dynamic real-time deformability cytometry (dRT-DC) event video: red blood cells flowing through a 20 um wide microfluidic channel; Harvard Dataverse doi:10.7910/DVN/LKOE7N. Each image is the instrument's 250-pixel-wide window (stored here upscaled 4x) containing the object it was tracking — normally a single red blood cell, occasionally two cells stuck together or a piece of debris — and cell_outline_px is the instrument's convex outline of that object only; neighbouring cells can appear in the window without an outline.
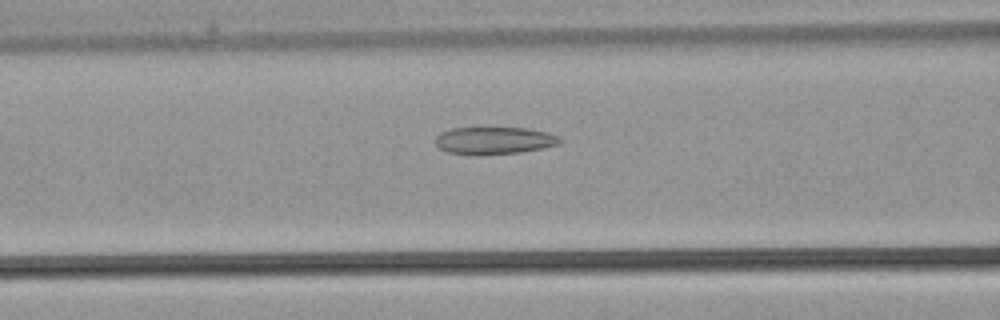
{"species": "common noctule bat (a hibernating species)", "species_latin": "Nyctalus noctula", "temperature_condition": "warm", "stored_images_in_passage": 36, "camera_frame_rate_fps": 3000, "um_per_image_px": 0.085, "animal": {"sex": "male", "body_mass_g": 21.5, "forearm_length_mm": 52.0}, "frame": {"image": 1, "passage_image": 14, "time_ms": 4.333, "image_size_px": [1000, 320], "cell_outline_px": [[564, 140], [556, 144], [540, 148], [520, 152], [448, 152], [440, 148], [436, 144], [436, 136], [440, 132], [452, 128], [524, 128], [548, 132]], "centroid_in_image_um": [42.01, 11.89], "position_along_channel_um": 124.6, "area_um2": 18.73}}
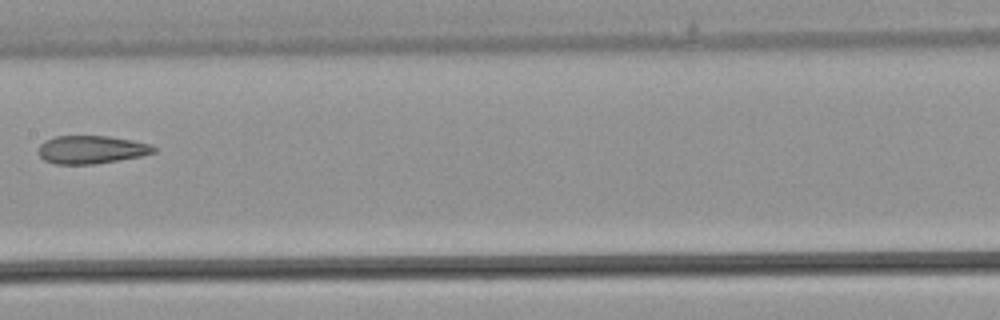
{"frame": {"image": 2, "passage_image": 18, "time_ms": 5.667, "image_size_px": [1000, 320], "cell_outline_px": [[156, 152], [140, 156], [96, 164], [56, 164], [44, 160], [40, 156], [40, 144], [44, 140], [56, 136], [108, 136], [132, 140], [148, 144], [156, 148]], "centroid_in_image_um": [7.76, 12.72], "position_along_channel_um": 199.6, "area_um2": 18.73}}
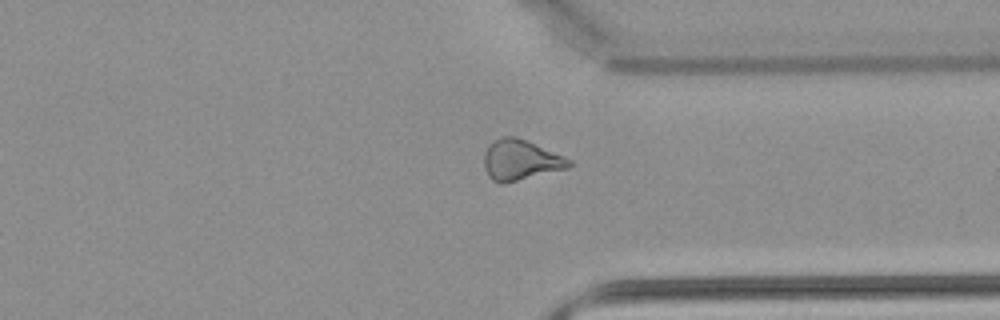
{"frame": {"image": 3, "passage_image": 27, "time_ms": 8.667, "image_size_px": [1000, 320], "cell_outline_px": [[572, 164], [568, 168], [500, 184], [492, 180], [488, 176], [484, 168], [484, 152], [488, 144], [492, 140], [504, 136], [516, 136], [564, 156], [572, 160]], "centroid_in_image_um": [44.21, 13.59], "position_along_channel_um": 367.2, "area_um2": 20.0}}